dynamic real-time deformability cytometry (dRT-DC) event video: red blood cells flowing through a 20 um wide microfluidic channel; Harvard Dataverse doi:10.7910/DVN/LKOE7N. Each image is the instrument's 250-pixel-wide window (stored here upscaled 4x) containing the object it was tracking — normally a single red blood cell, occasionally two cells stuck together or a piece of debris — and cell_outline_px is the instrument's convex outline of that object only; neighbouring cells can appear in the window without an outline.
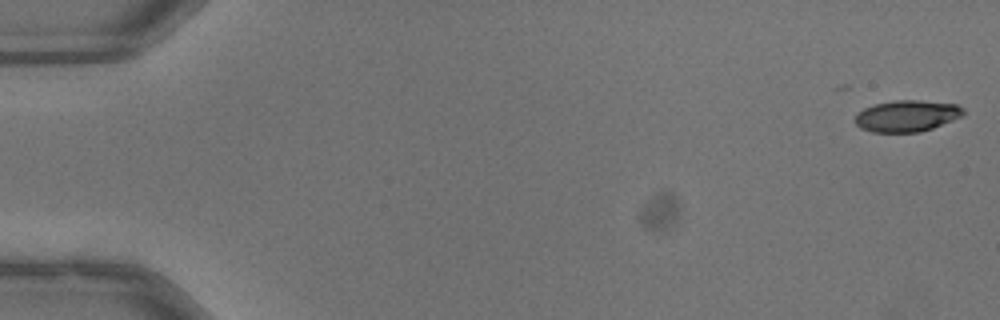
{"species": "common noctule bat (a hibernating species)", "species_latin": "Nyctalus noctula", "temperature_condition": "warm", "stored_images_in_passage": 2, "camera_frame_rate_fps": 3000, "um_per_image_px": 0.085, "animal": {"sex": "male", "body_mass_g": 13.3}, "frame": {"image": 1, "passage_image": 2, "time_ms": 0.333, "image_size_px": [1000, 320], "cell_outline_px": [[964, 116], [932, 128], [920, 132], [872, 132], [860, 128], [856, 124], [856, 116], [864, 108], [876, 104], [896, 100], [920, 100], [956, 104], [964, 108]], "centroid_in_image_um": [77.12, 9.85], "position_along_channel_um": 7.9, "area_um2": 19.77}}